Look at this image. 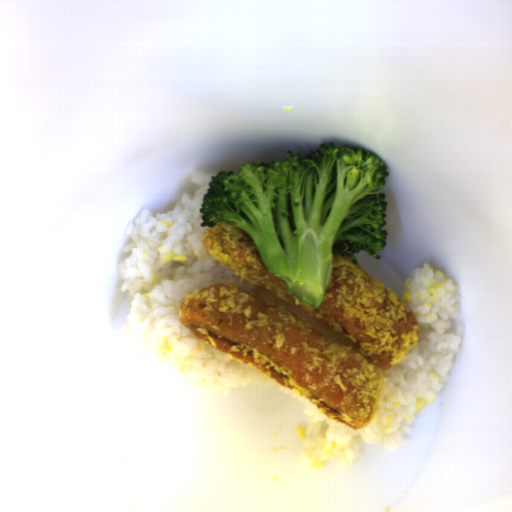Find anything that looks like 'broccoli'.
<instances>
[{
    "instance_id": "obj_1",
    "label": "broccoli",
    "mask_w": 512,
    "mask_h": 512,
    "mask_svg": "<svg viewBox=\"0 0 512 512\" xmlns=\"http://www.w3.org/2000/svg\"><path fill=\"white\" fill-rule=\"evenodd\" d=\"M389 175L380 156L353 145L293 150L213 175L199 207L200 226L242 229L288 295L318 309L335 255L355 266V254L378 259L386 248L381 190Z\"/></svg>"
}]
</instances>
